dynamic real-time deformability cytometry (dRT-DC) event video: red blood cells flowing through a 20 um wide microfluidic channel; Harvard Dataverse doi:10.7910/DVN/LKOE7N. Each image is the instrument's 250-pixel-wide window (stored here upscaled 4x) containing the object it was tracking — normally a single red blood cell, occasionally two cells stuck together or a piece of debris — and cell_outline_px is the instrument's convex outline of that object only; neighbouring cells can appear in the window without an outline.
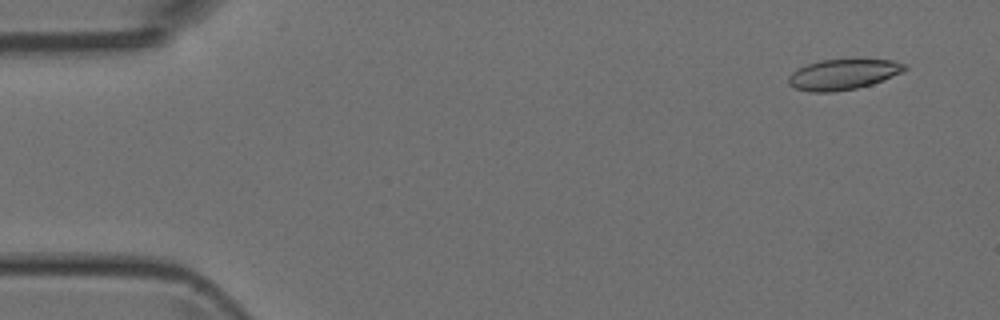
{"species": "Egyptian fruit bat (a non-hibernating species)", "species_latin": "Rousettus aegyptiacus", "temperature_condition": "room temperature", "stored_images_in_passage": 4, "camera_frame_rate_fps": 3000, "um_per_image_px": 0.085, "animal": {"sex": "female"}, "frame": {"image": 1, "passage_image": 2, "time_ms": 1.0, "image_size_px": [1000, 320], "cell_outline_px": [[908, 68], [904, 72], [872, 84], [856, 88], [836, 92], [808, 92], [796, 88], [788, 84], [788, 76], [796, 68], [820, 60], [892, 60], [904, 64]], "centroid_in_image_um": [71.64, 6.34], "position_along_channel_um": 13.4, "area_um2": 20.63}}